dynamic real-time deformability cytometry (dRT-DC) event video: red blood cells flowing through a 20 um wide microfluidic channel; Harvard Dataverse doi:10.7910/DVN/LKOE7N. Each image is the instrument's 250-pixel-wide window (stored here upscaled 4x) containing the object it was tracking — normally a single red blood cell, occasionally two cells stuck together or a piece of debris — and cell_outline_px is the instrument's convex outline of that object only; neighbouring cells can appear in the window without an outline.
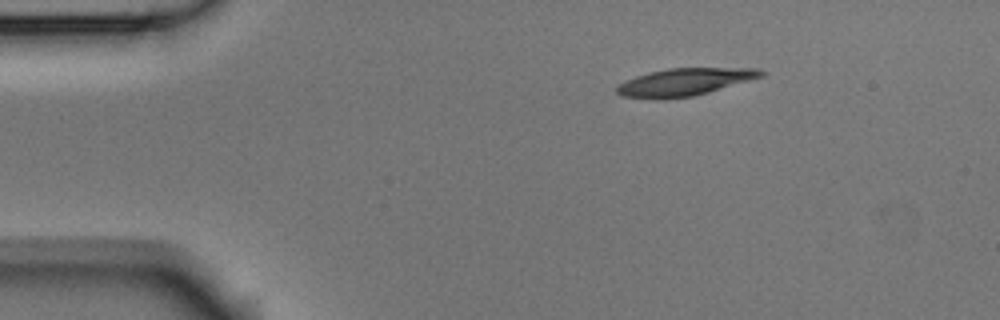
{"species": "Egyptian fruit bat (a non-hibernating species)", "species_latin": "Rousettus aegyptiacus", "temperature_condition": "room temperature", "stored_images_in_passage": 3, "camera_frame_rate_fps": 3000, "um_per_image_px": 0.085, "animal": {"sex": "male"}, "frame": {"image": 1, "passage_image": 1, "time_ms": 0.0, "image_size_px": [1000, 320], "cell_outline_px": [[764, 76], [708, 92], [692, 96], [620, 96], [616, 92], [616, 88], [620, 84], [636, 76], [668, 68], [760, 68], [764, 72]], "centroid_in_image_um": [58.29, 6.92], "position_along_channel_um": 26.7, "area_um2": 21.91}}